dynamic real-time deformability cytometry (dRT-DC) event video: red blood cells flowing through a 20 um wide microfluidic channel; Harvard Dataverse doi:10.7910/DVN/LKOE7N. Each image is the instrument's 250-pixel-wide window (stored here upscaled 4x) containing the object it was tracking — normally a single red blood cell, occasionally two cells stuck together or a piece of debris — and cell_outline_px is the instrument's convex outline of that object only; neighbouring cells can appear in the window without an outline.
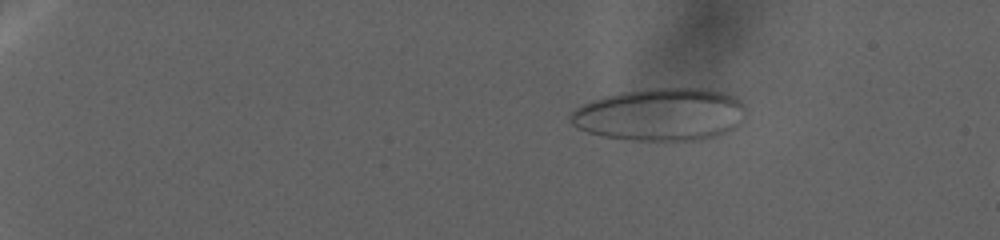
{"species": "human", "species_latin": "Homo sapiens", "temperature_condition": "warm", "stored_images_in_passage": 132, "camera_frame_rate_fps": 3000, "um_per_image_px": 0.085, "donor": {"sex": "female"}, "frame": {"image": 1, "passage_image": 1, "time_ms": 0.0, "image_size_px": [1000, 240], "cell_outline_px": [[728, 100], [716, 132], [704, 136], [664, 140], [652, 140], [608, 136], [592, 132], [580, 128], [572, 120], [572, 116], [580, 108], [588, 104], [600, 100], [632, 92], [660, 88], [692, 88], [712, 92], [724, 96]], "centroid_in_image_um": [55.64, 9.72], "position_along_channel_um": 29.4, "area_um2": 45.32}}
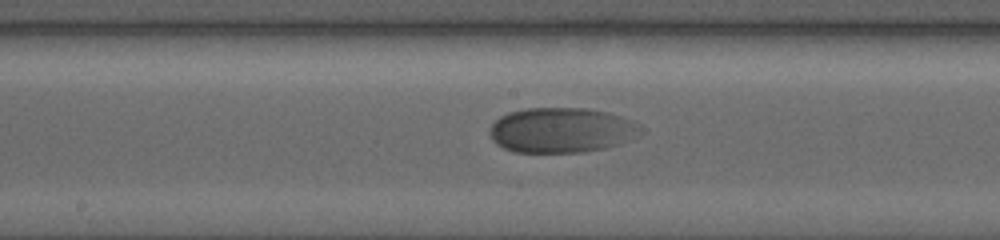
{"frame": {"image": 2, "passage_image": 86, "time_ms": 27.667, "image_size_px": [1000, 240], "cell_outline_px": [[624, 120], [616, 144], [604, 148], [584, 152], [512, 152], [504, 148], [492, 136], [492, 124], [496, 120], [508, 112], [528, 108], [588, 108], [608, 112]], "centroid_in_image_um": [47.33, 11.05], "position_along_channel_um": 200.9, "area_um2": 36.41}}
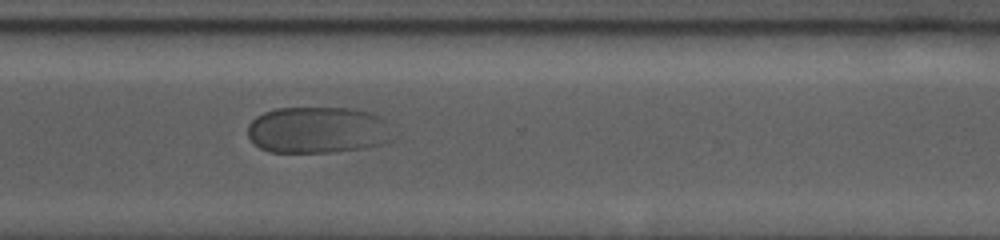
{"frame": {"image": 3, "passage_image": 131, "time_ms": 40.0, "image_size_px": [1000, 240], "cell_outline_px": [[392, 140], [380, 144], [364, 148], [328, 152], [268, 152], [260, 148], [248, 136], [248, 124], [256, 116], [264, 112], [276, 108], [344, 108], [368, 112], [380, 116]], "centroid_in_image_um": [26.92, 11.05], "position_along_channel_um": 343.7, "area_um2": 38.9}}